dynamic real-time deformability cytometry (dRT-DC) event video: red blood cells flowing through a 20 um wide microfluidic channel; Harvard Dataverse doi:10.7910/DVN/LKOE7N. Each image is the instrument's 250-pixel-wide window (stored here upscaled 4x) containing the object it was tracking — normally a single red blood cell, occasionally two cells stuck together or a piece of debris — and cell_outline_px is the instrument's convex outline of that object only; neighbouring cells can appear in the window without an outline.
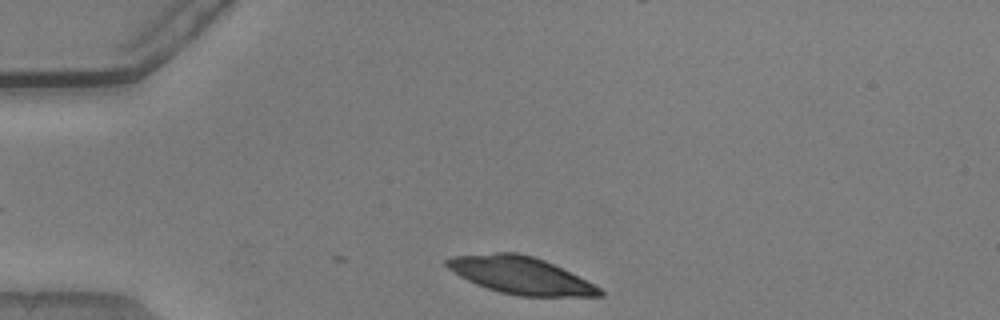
{"species": "common noctule bat (a hibernating species)", "species_latin": "Nyctalus noctula", "temperature_condition": "warm", "stored_images_in_passage": 8, "camera_frame_rate_fps": 3000, "um_per_image_px": 0.085, "animal": {"sex": "male", "body_mass_g": 20.5, "forearm_length_mm": 52.5}, "frame": {"image": 1, "passage_image": 1, "time_ms": 0.0, "image_size_px": [1000, 320], "cell_outline_px": [[604, 296], [520, 296], [500, 292], [476, 284], [460, 276], [448, 268], [444, 264], [444, 260], [456, 256], [496, 252], [516, 252], [532, 256], [544, 260], [600, 288], [604, 292]], "centroid_in_image_um": [44.21, 23.4], "position_along_channel_um": 40.8, "area_um2": 32.54}}